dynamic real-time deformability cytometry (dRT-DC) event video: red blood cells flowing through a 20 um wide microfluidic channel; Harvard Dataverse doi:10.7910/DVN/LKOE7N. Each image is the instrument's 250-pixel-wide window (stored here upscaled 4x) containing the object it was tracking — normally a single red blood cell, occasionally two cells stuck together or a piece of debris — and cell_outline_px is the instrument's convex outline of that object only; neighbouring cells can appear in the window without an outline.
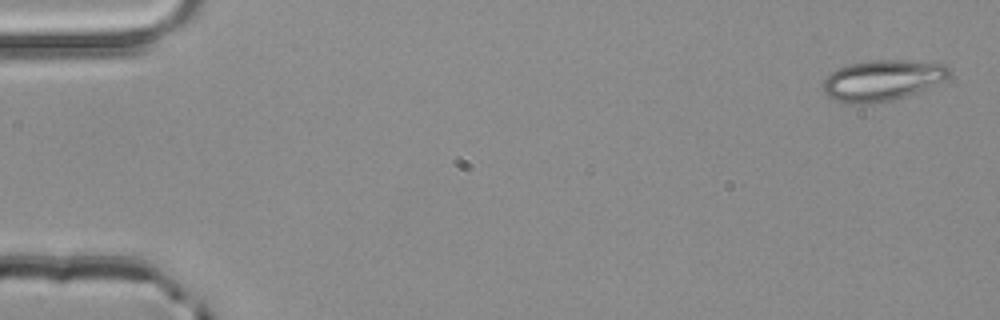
{"species": "common noctule bat (a hibernating species)", "species_latin": "Nyctalus noctula", "temperature_condition": "room temperature", "stored_images_in_passage": 4, "segment_of_instrument_passage": [1, 2], "camera_frame_rate_fps": 3000, "um_per_image_px": 0.085, "animal": {"sex": "male", "body_mass_g": 20.4}, "frame": {"image": 1, "passage_image": 1, "time_ms": 0.0, "image_size_px": [1000, 320], "cell_outline_px": [[952, 72], [944, 80], [916, 92], [892, 100], [868, 104], [844, 104], [828, 96], [824, 92], [824, 80], [832, 72], [848, 64], [868, 60], [904, 60], [944, 64]], "centroid_in_image_um": [74.97, 6.83], "position_along_channel_um": 10.0, "area_um2": 29.77}}